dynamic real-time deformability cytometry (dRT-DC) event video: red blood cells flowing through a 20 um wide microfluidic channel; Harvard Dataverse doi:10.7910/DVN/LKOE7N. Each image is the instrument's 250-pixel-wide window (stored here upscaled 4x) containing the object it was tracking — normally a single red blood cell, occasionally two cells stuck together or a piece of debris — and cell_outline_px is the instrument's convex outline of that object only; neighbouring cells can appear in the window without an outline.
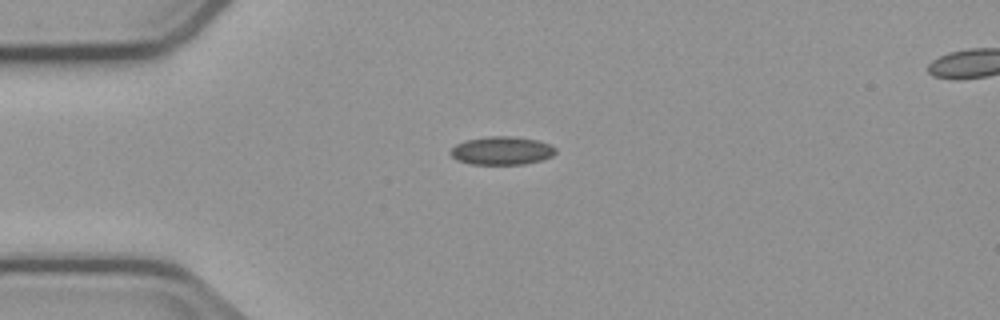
{"species": "common noctule bat (a hibernating species)", "species_latin": "Nyctalus noctula", "temperature_condition": "cold", "stored_images_in_passage": 2, "camera_frame_rate_fps": 3000, "um_per_image_px": 0.085, "animal": {"sex": "male", "body_mass_g": 23.1, "forearm_length_mm": 52.7}, "frame": {"image": 1, "passage_image": 1, "time_ms": 0.0, "image_size_px": [1000, 320], "cell_outline_px": [[556, 152], [552, 156], [540, 160], [524, 164], [472, 164], [456, 160], [448, 152], [456, 144], [464, 140], [488, 136], [512, 136], [536, 140], [548, 144], [556, 148]], "centroid_in_image_um": [42.61, 12.8], "position_along_channel_um": 42.4, "area_um2": 17.28}}